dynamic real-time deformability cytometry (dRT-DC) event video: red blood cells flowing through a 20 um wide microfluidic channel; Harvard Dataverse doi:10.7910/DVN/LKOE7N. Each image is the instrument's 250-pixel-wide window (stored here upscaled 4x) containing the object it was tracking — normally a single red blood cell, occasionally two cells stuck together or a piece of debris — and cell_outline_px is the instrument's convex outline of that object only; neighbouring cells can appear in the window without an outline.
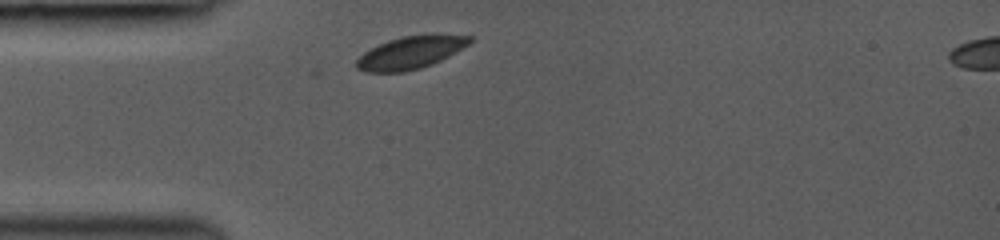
{"species": "common noctule bat (a hibernating species)", "species_latin": "Nyctalus noctula", "temperature_condition": "room temperature", "stored_images_in_passage": 1, "camera_frame_rate_fps": 3000, "um_per_image_px": 0.085, "animal": {"sex": "female", "body_mass_g": 19.0, "forearm_length_mm": 53.3}, "frame": {"image": 1, "passage_image": 1, "time_ms": 0.0, "image_size_px": [1000, 240], "cell_outline_px": [[476, 40], [456, 52], [432, 64], [420, 68], [404, 72], [364, 72], [356, 68], [356, 60], [364, 52], [388, 40], [404, 36], [432, 32], [472, 36]], "centroid_in_image_um": [34.97, 4.43], "position_along_channel_um": 50.0, "area_um2": 21.96}}